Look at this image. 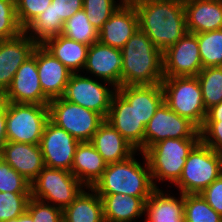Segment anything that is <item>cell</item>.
<instances>
[{
  "label": "cell",
  "instance_id": "cell-1",
  "mask_svg": "<svg viewBox=\"0 0 222 222\" xmlns=\"http://www.w3.org/2000/svg\"><path fill=\"white\" fill-rule=\"evenodd\" d=\"M139 29L164 53L188 33L184 0H130Z\"/></svg>",
  "mask_w": 222,
  "mask_h": 222
},
{
  "label": "cell",
  "instance_id": "cell-2",
  "mask_svg": "<svg viewBox=\"0 0 222 222\" xmlns=\"http://www.w3.org/2000/svg\"><path fill=\"white\" fill-rule=\"evenodd\" d=\"M121 86L161 84L163 53L138 29L121 49Z\"/></svg>",
  "mask_w": 222,
  "mask_h": 222
},
{
  "label": "cell",
  "instance_id": "cell-3",
  "mask_svg": "<svg viewBox=\"0 0 222 222\" xmlns=\"http://www.w3.org/2000/svg\"><path fill=\"white\" fill-rule=\"evenodd\" d=\"M139 154L144 159V166L135 159L134 154L123 161L107 164L102 177L92 189L97 194L121 193L133 197H150L156 187L145 154Z\"/></svg>",
  "mask_w": 222,
  "mask_h": 222
},
{
  "label": "cell",
  "instance_id": "cell-4",
  "mask_svg": "<svg viewBox=\"0 0 222 222\" xmlns=\"http://www.w3.org/2000/svg\"><path fill=\"white\" fill-rule=\"evenodd\" d=\"M200 141V138H169L144 152L156 188L157 181L168 180L173 185L179 180L189 153Z\"/></svg>",
  "mask_w": 222,
  "mask_h": 222
},
{
  "label": "cell",
  "instance_id": "cell-5",
  "mask_svg": "<svg viewBox=\"0 0 222 222\" xmlns=\"http://www.w3.org/2000/svg\"><path fill=\"white\" fill-rule=\"evenodd\" d=\"M161 87L164 103L200 129L204 124L207 110L197 76L164 77Z\"/></svg>",
  "mask_w": 222,
  "mask_h": 222
},
{
  "label": "cell",
  "instance_id": "cell-6",
  "mask_svg": "<svg viewBox=\"0 0 222 222\" xmlns=\"http://www.w3.org/2000/svg\"><path fill=\"white\" fill-rule=\"evenodd\" d=\"M222 174V153L201 141L186 159L182 174L174 184L182 194H200Z\"/></svg>",
  "mask_w": 222,
  "mask_h": 222
},
{
  "label": "cell",
  "instance_id": "cell-7",
  "mask_svg": "<svg viewBox=\"0 0 222 222\" xmlns=\"http://www.w3.org/2000/svg\"><path fill=\"white\" fill-rule=\"evenodd\" d=\"M48 121V105L6 102L7 141L39 145Z\"/></svg>",
  "mask_w": 222,
  "mask_h": 222
},
{
  "label": "cell",
  "instance_id": "cell-8",
  "mask_svg": "<svg viewBox=\"0 0 222 222\" xmlns=\"http://www.w3.org/2000/svg\"><path fill=\"white\" fill-rule=\"evenodd\" d=\"M30 185L31 197L50 203L62 210L86 189L71 171L46 166Z\"/></svg>",
  "mask_w": 222,
  "mask_h": 222
},
{
  "label": "cell",
  "instance_id": "cell-9",
  "mask_svg": "<svg viewBox=\"0 0 222 222\" xmlns=\"http://www.w3.org/2000/svg\"><path fill=\"white\" fill-rule=\"evenodd\" d=\"M48 109L49 120L79 142H90L105 121L101 114L69 102L63 97L50 100Z\"/></svg>",
  "mask_w": 222,
  "mask_h": 222
},
{
  "label": "cell",
  "instance_id": "cell-10",
  "mask_svg": "<svg viewBox=\"0 0 222 222\" xmlns=\"http://www.w3.org/2000/svg\"><path fill=\"white\" fill-rule=\"evenodd\" d=\"M96 78V80L78 73H72L66 85L63 98L86 109L101 114L105 119L108 116L112 97L117 89L110 83ZM109 84V85H108ZM105 85L111 86L106 87Z\"/></svg>",
  "mask_w": 222,
  "mask_h": 222
},
{
  "label": "cell",
  "instance_id": "cell-11",
  "mask_svg": "<svg viewBox=\"0 0 222 222\" xmlns=\"http://www.w3.org/2000/svg\"><path fill=\"white\" fill-rule=\"evenodd\" d=\"M169 138H200V131L189 119L178 115L163 102L145 127L144 152Z\"/></svg>",
  "mask_w": 222,
  "mask_h": 222
},
{
  "label": "cell",
  "instance_id": "cell-12",
  "mask_svg": "<svg viewBox=\"0 0 222 222\" xmlns=\"http://www.w3.org/2000/svg\"><path fill=\"white\" fill-rule=\"evenodd\" d=\"M202 69L195 34L187 33L163 53L164 77L197 76Z\"/></svg>",
  "mask_w": 222,
  "mask_h": 222
},
{
  "label": "cell",
  "instance_id": "cell-13",
  "mask_svg": "<svg viewBox=\"0 0 222 222\" xmlns=\"http://www.w3.org/2000/svg\"><path fill=\"white\" fill-rule=\"evenodd\" d=\"M80 142L50 120L40 140L44 165L55 169L71 171L77 145Z\"/></svg>",
  "mask_w": 222,
  "mask_h": 222
},
{
  "label": "cell",
  "instance_id": "cell-14",
  "mask_svg": "<svg viewBox=\"0 0 222 222\" xmlns=\"http://www.w3.org/2000/svg\"><path fill=\"white\" fill-rule=\"evenodd\" d=\"M3 101L48 105L39 81L36 58L32 55L16 71L10 87L3 94Z\"/></svg>",
  "mask_w": 222,
  "mask_h": 222
},
{
  "label": "cell",
  "instance_id": "cell-15",
  "mask_svg": "<svg viewBox=\"0 0 222 222\" xmlns=\"http://www.w3.org/2000/svg\"><path fill=\"white\" fill-rule=\"evenodd\" d=\"M109 122L137 151L144 153L145 125L138 119L134 107L116 91L112 97Z\"/></svg>",
  "mask_w": 222,
  "mask_h": 222
},
{
  "label": "cell",
  "instance_id": "cell-16",
  "mask_svg": "<svg viewBox=\"0 0 222 222\" xmlns=\"http://www.w3.org/2000/svg\"><path fill=\"white\" fill-rule=\"evenodd\" d=\"M38 44L24 31L17 37L0 40V93L10 87L18 68L32 56Z\"/></svg>",
  "mask_w": 222,
  "mask_h": 222
},
{
  "label": "cell",
  "instance_id": "cell-17",
  "mask_svg": "<svg viewBox=\"0 0 222 222\" xmlns=\"http://www.w3.org/2000/svg\"><path fill=\"white\" fill-rule=\"evenodd\" d=\"M139 29L136 8L125 0L98 32V41L104 45L122 49L131 36Z\"/></svg>",
  "mask_w": 222,
  "mask_h": 222
},
{
  "label": "cell",
  "instance_id": "cell-18",
  "mask_svg": "<svg viewBox=\"0 0 222 222\" xmlns=\"http://www.w3.org/2000/svg\"><path fill=\"white\" fill-rule=\"evenodd\" d=\"M36 58L39 81L49 99L63 97L72 72L43 45H37L32 54Z\"/></svg>",
  "mask_w": 222,
  "mask_h": 222
},
{
  "label": "cell",
  "instance_id": "cell-19",
  "mask_svg": "<svg viewBox=\"0 0 222 222\" xmlns=\"http://www.w3.org/2000/svg\"><path fill=\"white\" fill-rule=\"evenodd\" d=\"M84 69L87 73L118 89L121 86V49L104 45L99 41L92 44L88 48Z\"/></svg>",
  "mask_w": 222,
  "mask_h": 222
},
{
  "label": "cell",
  "instance_id": "cell-20",
  "mask_svg": "<svg viewBox=\"0 0 222 222\" xmlns=\"http://www.w3.org/2000/svg\"><path fill=\"white\" fill-rule=\"evenodd\" d=\"M0 158L30 183L45 167L41 148L36 144L8 141L2 148Z\"/></svg>",
  "mask_w": 222,
  "mask_h": 222
},
{
  "label": "cell",
  "instance_id": "cell-21",
  "mask_svg": "<svg viewBox=\"0 0 222 222\" xmlns=\"http://www.w3.org/2000/svg\"><path fill=\"white\" fill-rule=\"evenodd\" d=\"M188 33L222 29V0H184Z\"/></svg>",
  "mask_w": 222,
  "mask_h": 222
},
{
  "label": "cell",
  "instance_id": "cell-22",
  "mask_svg": "<svg viewBox=\"0 0 222 222\" xmlns=\"http://www.w3.org/2000/svg\"><path fill=\"white\" fill-rule=\"evenodd\" d=\"M107 164L123 161L138 152L109 122L100 125L90 141Z\"/></svg>",
  "mask_w": 222,
  "mask_h": 222
},
{
  "label": "cell",
  "instance_id": "cell-23",
  "mask_svg": "<svg viewBox=\"0 0 222 222\" xmlns=\"http://www.w3.org/2000/svg\"><path fill=\"white\" fill-rule=\"evenodd\" d=\"M117 91L134 107L145 126L164 102L161 84L120 86Z\"/></svg>",
  "mask_w": 222,
  "mask_h": 222
},
{
  "label": "cell",
  "instance_id": "cell-24",
  "mask_svg": "<svg viewBox=\"0 0 222 222\" xmlns=\"http://www.w3.org/2000/svg\"><path fill=\"white\" fill-rule=\"evenodd\" d=\"M106 167L107 163L91 142H80L77 145L71 173L86 188L94 186L102 177Z\"/></svg>",
  "mask_w": 222,
  "mask_h": 222
},
{
  "label": "cell",
  "instance_id": "cell-25",
  "mask_svg": "<svg viewBox=\"0 0 222 222\" xmlns=\"http://www.w3.org/2000/svg\"><path fill=\"white\" fill-rule=\"evenodd\" d=\"M103 202L105 222H135L144 215L149 197H133L116 194H98Z\"/></svg>",
  "mask_w": 222,
  "mask_h": 222
},
{
  "label": "cell",
  "instance_id": "cell-26",
  "mask_svg": "<svg viewBox=\"0 0 222 222\" xmlns=\"http://www.w3.org/2000/svg\"><path fill=\"white\" fill-rule=\"evenodd\" d=\"M147 218L144 222H185L184 194L177 199L156 188L145 202Z\"/></svg>",
  "mask_w": 222,
  "mask_h": 222
},
{
  "label": "cell",
  "instance_id": "cell-27",
  "mask_svg": "<svg viewBox=\"0 0 222 222\" xmlns=\"http://www.w3.org/2000/svg\"><path fill=\"white\" fill-rule=\"evenodd\" d=\"M72 73H80L86 63L88 45L71 40L62 34L48 39L42 44Z\"/></svg>",
  "mask_w": 222,
  "mask_h": 222
},
{
  "label": "cell",
  "instance_id": "cell-28",
  "mask_svg": "<svg viewBox=\"0 0 222 222\" xmlns=\"http://www.w3.org/2000/svg\"><path fill=\"white\" fill-rule=\"evenodd\" d=\"M63 210V222H105L103 202L92 189L86 188Z\"/></svg>",
  "mask_w": 222,
  "mask_h": 222
},
{
  "label": "cell",
  "instance_id": "cell-29",
  "mask_svg": "<svg viewBox=\"0 0 222 222\" xmlns=\"http://www.w3.org/2000/svg\"><path fill=\"white\" fill-rule=\"evenodd\" d=\"M63 27L64 23H55L53 3H51L48 8L44 12L38 14L23 31L38 45H42L48 39L60 35L63 31Z\"/></svg>",
  "mask_w": 222,
  "mask_h": 222
},
{
  "label": "cell",
  "instance_id": "cell-30",
  "mask_svg": "<svg viewBox=\"0 0 222 222\" xmlns=\"http://www.w3.org/2000/svg\"><path fill=\"white\" fill-rule=\"evenodd\" d=\"M197 78L206 110L219 104L222 101V66L203 68Z\"/></svg>",
  "mask_w": 222,
  "mask_h": 222
},
{
  "label": "cell",
  "instance_id": "cell-31",
  "mask_svg": "<svg viewBox=\"0 0 222 222\" xmlns=\"http://www.w3.org/2000/svg\"><path fill=\"white\" fill-rule=\"evenodd\" d=\"M61 34L88 46L98 42V31L89 22L83 9L65 21Z\"/></svg>",
  "mask_w": 222,
  "mask_h": 222
},
{
  "label": "cell",
  "instance_id": "cell-32",
  "mask_svg": "<svg viewBox=\"0 0 222 222\" xmlns=\"http://www.w3.org/2000/svg\"><path fill=\"white\" fill-rule=\"evenodd\" d=\"M195 35L203 68L222 66V29Z\"/></svg>",
  "mask_w": 222,
  "mask_h": 222
},
{
  "label": "cell",
  "instance_id": "cell-33",
  "mask_svg": "<svg viewBox=\"0 0 222 222\" xmlns=\"http://www.w3.org/2000/svg\"><path fill=\"white\" fill-rule=\"evenodd\" d=\"M185 222H222L218 214L201 194H184Z\"/></svg>",
  "mask_w": 222,
  "mask_h": 222
},
{
  "label": "cell",
  "instance_id": "cell-34",
  "mask_svg": "<svg viewBox=\"0 0 222 222\" xmlns=\"http://www.w3.org/2000/svg\"><path fill=\"white\" fill-rule=\"evenodd\" d=\"M125 0H83V10L89 22L99 32L103 24L112 16ZM117 3V4H116Z\"/></svg>",
  "mask_w": 222,
  "mask_h": 222
},
{
  "label": "cell",
  "instance_id": "cell-35",
  "mask_svg": "<svg viewBox=\"0 0 222 222\" xmlns=\"http://www.w3.org/2000/svg\"><path fill=\"white\" fill-rule=\"evenodd\" d=\"M31 193L0 192V222L15 219L27 211Z\"/></svg>",
  "mask_w": 222,
  "mask_h": 222
},
{
  "label": "cell",
  "instance_id": "cell-36",
  "mask_svg": "<svg viewBox=\"0 0 222 222\" xmlns=\"http://www.w3.org/2000/svg\"><path fill=\"white\" fill-rule=\"evenodd\" d=\"M22 32L16 14V1L0 0V40L17 37Z\"/></svg>",
  "mask_w": 222,
  "mask_h": 222
},
{
  "label": "cell",
  "instance_id": "cell-37",
  "mask_svg": "<svg viewBox=\"0 0 222 222\" xmlns=\"http://www.w3.org/2000/svg\"><path fill=\"white\" fill-rule=\"evenodd\" d=\"M0 192L31 193L30 182L1 158Z\"/></svg>",
  "mask_w": 222,
  "mask_h": 222
},
{
  "label": "cell",
  "instance_id": "cell-38",
  "mask_svg": "<svg viewBox=\"0 0 222 222\" xmlns=\"http://www.w3.org/2000/svg\"><path fill=\"white\" fill-rule=\"evenodd\" d=\"M27 212L33 222H63V210L41 200L30 198Z\"/></svg>",
  "mask_w": 222,
  "mask_h": 222
},
{
  "label": "cell",
  "instance_id": "cell-39",
  "mask_svg": "<svg viewBox=\"0 0 222 222\" xmlns=\"http://www.w3.org/2000/svg\"><path fill=\"white\" fill-rule=\"evenodd\" d=\"M16 14L21 28L24 30L37 16L44 12L52 0H15Z\"/></svg>",
  "mask_w": 222,
  "mask_h": 222
},
{
  "label": "cell",
  "instance_id": "cell-40",
  "mask_svg": "<svg viewBox=\"0 0 222 222\" xmlns=\"http://www.w3.org/2000/svg\"><path fill=\"white\" fill-rule=\"evenodd\" d=\"M199 131L203 144L222 153V121H204Z\"/></svg>",
  "mask_w": 222,
  "mask_h": 222
},
{
  "label": "cell",
  "instance_id": "cell-41",
  "mask_svg": "<svg viewBox=\"0 0 222 222\" xmlns=\"http://www.w3.org/2000/svg\"><path fill=\"white\" fill-rule=\"evenodd\" d=\"M55 23H65L76 12L83 9V0H52Z\"/></svg>",
  "mask_w": 222,
  "mask_h": 222
},
{
  "label": "cell",
  "instance_id": "cell-42",
  "mask_svg": "<svg viewBox=\"0 0 222 222\" xmlns=\"http://www.w3.org/2000/svg\"><path fill=\"white\" fill-rule=\"evenodd\" d=\"M200 194L222 216V174Z\"/></svg>",
  "mask_w": 222,
  "mask_h": 222
},
{
  "label": "cell",
  "instance_id": "cell-43",
  "mask_svg": "<svg viewBox=\"0 0 222 222\" xmlns=\"http://www.w3.org/2000/svg\"><path fill=\"white\" fill-rule=\"evenodd\" d=\"M7 132H6V102L0 103V154L3 146L7 143Z\"/></svg>",
  "mask_w": 222,
  "mask_h": 222
},
{
  "label": "cell",
  "instance_id": "cell-44",
  "mask_svg": "<svg viewBox=\"0 0 222 222\" xmlns=\"http://www.w3.org/2000/svg\"><path fill=\"white\" fill-rule=\"evenodd\" d=\"M205 121H222V101L207 110Z\"/></svg>",
  "mask_w": 222,
  "mask_h": 222
},
{
  "label": "cell",
  "instance_id": "cell-45",
  "mask_svg": "<svg viewBox=\"0 0 222 222\" xmlns=\"http://www.w3.org/2000/svg\"><path fill=\"white\" fill-rule=\"evenodd\" d=\"M4 222H33V218L32 216L26 211L25 213H23L22 215H20L19 217L15 218V219H10Z\"/></svg>",
  "mask_w": 222,
  "mask_h": 222
},
{
  "label": "cell",
  "instance_id": "cell-46",
  "mask_svg": "<svg viewBox=\"0 0 222 222\" xmlns=\"http://www.w3.org/2000/svg\"><path fill=\"white\" fill-rule=\"evenodd\" d=\"M3 101V95L0 93V103Z\"/></svg>",
  "mask_w": 222,
  "mask_h": 222
}]
</instances>
